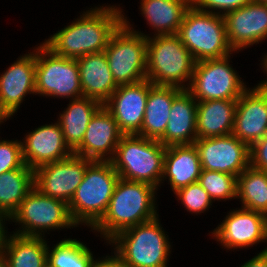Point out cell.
I'll use <instances>...</instances> for the list:
<instances>
[{"mask_svg": "<svg viewBox=\"0 0 267 267\" xmlns=\"http://www.w3.org/2000/svg\"><path fill=\"white\" fill-rule=\"evenodd\" d=\"M122 12L116 6L87 10L43 44L54 54L70 59L103 52L113 33L124 22Z\"/></svg>", "mask_w": 267, "mask_h": 267, "instance_id": "1", "label": "cell"}, {"mask_svg": "<svg viewBox=\"0 0 267 267\" xmlns=\"http://www.w3.org/2000/svg\"><path fill=\"white\" fill-rule=\"evenodd\" d=\"M155 186L119 178L103 217L91 228L110 241L119 232L158 217Z\"/></svg>", "mask_w": 267, "mask_h": 267, "instance_id": "2", "label": "cell"}, {"mask_svg": "<svg viewBox=\"0 0 267 267\" xmlns=\"http://www.w3.org/2000/svg\"><path fill=\"white\" fill-rule=\"evenodd\" d=\"M146 37V79L153 85L187 90L196 61L178 34H154L153 38ZM188 80L186 87L184 83Z\"/></svg>", "mask_w": 267, "mask_h": 267, "instance_id": "3", "label": "cell"}, {"mask_svg": "<svg viewBox=\"0 0 267 267\" xmlns=\"http://www.w3.org/2000/svg\"><path fill=\"white\" fill-rule=\"evenodd\" d=\"M119 178L111 161H92L68 204L72 220L92 228L105 214Z\"/></svg>", "mask_w": 267, "mask_h": 267, "instance_id": "4", "label": "cell"}, {"mask_svg": "<svg viewBox=\"0 0 267 267\" xmlns=\"http://www.w3.org/2000/svg\"><path fill=\"white\" fill-rule=\"evenodd\" d=\"M166 146L137 134L123 135L111 163L124 180L145 182L158 188L162 182Z\"/></svg>", "mask_w": 267, "mask_h": 267, "instance_id": "5", "label": "cell"}, {"mask_svg": "<svg viewBox=\"0 0 267 267\" xmlns=\"http://www.w3.org/2000/svg\"><path fill=\"white\" fill-rule=\"evenodd\" d=\"M158 217L119 232L108 243L129 267H167L171 245Z\"/></svg>", "mask_w": 267, "mask_h": 267, "instance_id": "6", "label": "cell"}, {"mask_svg": "<svg viewBox=\"0 0 267 267\" xmlns=\"http://www.w3.org/2000/svg\"><path fill=\"white\" fill-rule=\"evenodd\" d=\"M177 34L196 62L223 58L233 52L223 15L201 11L192 4L184 14Z\"/></svg>", "mask_w": 267, "mask_h": 267, "instance_id": "7", "label": "cell"}, {"mask_svg": "<svg viewBox=\"0 0 267 267\" xmlns=\"http://www.w3.org/2000/svg\"><path fill=\"white\" fill-rule=\"evenodd\" d=\"M124 22L111 36L104 53L117 85L135 84L146 79L147 37Z\"/></svg>", "mask_w": 267, "mask_h": 267, "instance_id": "8", "label": "cell"}, {"mask_svg": "<svg viewBox=\"0 0 267 267\" xmlns=\"http://www.w3.org/2000/svg\"><path fill=\"white\" fill-rule=\"evenodd\" d=\"M10 219L22 224V230L14 232L21 236L44 237L42 235L45 230L77 227L67 203L48 197L35 187L30 190Z\"/></svg>", "mask_w": 267, "mask_h": 267, "instance_id": "9", "label": "cell"}, {"mask_svg": "<svg viewBox=\"0 0 267 267\" xmlns=\"http://www.w3.org/2000/svg\"><path fill=\"white\" fill-rule=\"evenodd\" d=\"M34 52L36 94L71 100L83 96L76 59L56 55L43 43Z\"/></svg>", "mask_w": 267, "mask_h": 267, "instance_id": "10", "label": "cell"}, {"mask_svg": "<svg viewBox=\"0 0 267 267\" xmlns=\"http://www.w3.org/2000/svg\"><path fill=\"white\" fill-rule=\"evenodd\" d=\"M228 55L207 59L195 64L187 91L197 102L208 100H238L248 89L241 77L229 64Z\"/></svg>", "mask_w": 267, "mask_h": 267, "instance_id": "11", "label": "cell"}, {"mask_svg": "<svg viewBox=\"0 0 267 267\" xmlns=\"http://www.w3.org/2000/svg\"><path fill=\"white\" fill-rule=\"evenodd\" d=\"M92 161L72 154L34 170V187L42 194L69 204Z\"/></svg>", "mask_w": 267, "mask_h": 267, "instance_id": "12", "label": "cell"}, {"mask_svg": "<svg viewBox=\"0 0 267 267\" xmlns=\"http://www.w3.org/2000/svg\"><path fill=\"white\" fill-rule=\"evenodd\" d=\"M202 170L239 176L250 166V147L233 134L197 139Z\"/></svg>", "mask_w": 267, "mask_h": 267, "instance_id": "13", "label": "cell"}, {"mask_svg": "<svg viewBox=\"0 0 267 267\" xmlns=\"http://www.w3.org/2000/svg\"><path fill=\"white\" fill-rule=\"evenodd\" d=\"M211 233L227 249L251 247L267 241V215L241 207L229 212Z\"/></svg>", "mask_w": 267, "mask_h": 267, "instance_id": "14", "label": "cell"}, {"mask_svg": "<svg viewBox=\"0 0 267 267\" xmlns=\"http://www.w3.org/2000/svg\"><path fill=\"white\" fill-rule=\"evenodd\" d=\"M152 86L147 79L135 84L118 85L103 104L124 135H134L141 131L148 93Z\"/></svg>", "mask_w": 267, "mask_h": 267, "instance_id": "15", "label": "cell"}, {"mask_svg": "<svg viewBox=\"0 0 267 267\" xmlns=\"http://www.w3.org/2000/svg\"><path fill=\"white\" fill-rule=\"evenodd\" d=\"M232 134L249 147L267 135V86L262 82L238 98Z\"/></svg>", "mask_w": 267, "mask_h": 267, "instance_id": "16", "label": "cell"}, {"mask_svg": "<svg viewBox=\"0 0 267 267\" xmlns=\"http://www.w3.org/2000/svg\"><path fill=\"white\" fill-rule=\"evenodd\" d=\"M227 39L239 51L267 38V4L251 1L223 15Z\"/></svg>", "mask_w": 267, "mask_h": 267, "instance_id": "17", "label": "cell"}, {"mask_svg": "<svg viewBox=\"0 0 267 267\" xmlns=\"http://www.w3.org/2000/svg\"><path fill=\"white\" fill-rule=\"evenodd\" d=\"M123 135L112 114L102 106L91 118L83 140L73 154L91 161H111Z\"/></svg>", "mask_w": 267, "mask_h": 267, "instance_id": "18", "label": "cell"}, {"mask_svg": "<svg viewBox=\"0 0 267 267\" xmlns=\"http://www.w3.org/2000/svg\"><path fill=\"white\" fill-rule=\"evenodd\" d=\"M21 144L24 163L32 170L66 159L73 154L64 141L63 131L58 121L36 128L26 135Z\"/></svg>", "mask_w": 267, "mask_h": 267, "instance_id": "19", "label": "cell"}, {"mask_svg": "<svg viewBox=\"0 0 267 267\" xmlns=\"http://www.w3.org/2000/svg\"><path fill=\"white\" fill-rule=\"evenodd\" d=\"M20 57L0 76V104L11 117L20 108L25 95L36 93L35 53Z\"/></svg>", "mask_w": 267, "mask_h": 267, "instance_id": "20", "label": "cell"}, {"mask_svg": "<svg viewBox=\"0 0 267 267\" xmlns=\"http://www.w3.org/2000/svg\"><path fill=\"white\" fill-rule=\"evenodd\" d=\"M197 101L182 90L174 99L164 134L158 141L164 146L194 144L197 140Z\"/></svg>", "mask_w": 267, "mask_h": 267, "instance_id": "21", "label": "cell"}, {"mask_svg": "<svg viewBox=\"0 0 267 267\" xmlns=\"http://www.w3.org/2000/svg\"><path fill=\"white\" fill-rule=\"evenodd\" d=\"M82 95L104 104L118 88L103 52L87 54L76 59Z\"/></svg>", "mask_w": 267, "mask_h": 267, "instance_id": "22", "label": "cell"}, {"mask_svg": "<svg viewBox=\"0 0 267 267\" xmlns=\"http://www.w3.org/2000/svg\"><path fill=\"white\" fill-rule=\"evenodd\" d=\"M201 170L199 154L194 144L166 147L162 180L169 178L173 192L198 182Z\"/></svg>", "mask_w": 267, "mask_h": 267, "instance_id": "23", "label": "cell"}, {"mask_svg": "<svg viewBox=\"0 0 267 267\" xmlns=\"http://www.w3.org/2000/svg\"><path fill=\"white\" fill-rule=\"evenodd\" d=\"M237 100L197 102V139L232 134Z\"/></svg>", "mask_w": 267, "mask_h": 267, "instance_id": "24", "label": "cell"}, {"mask_svg": "<svg viewBox=\"0 0 267 267\" xmlns=\"http://www.w3.org/2000/svg\"><path fill=\"white\" fill-rule=\"evenodd\" d=\"M182 91L176 87L153 85L149 89L139 136L158 140L166 129L173 99Z\"/></svg>", "mask_w": 267, "mask_h": 267, "instance_id": "25", "label": "cell"}, {"mask_svg": "<svg viewBox=\"0 0 267 267\" xmlns=\"http://www.w3.org/2000/svg\"><path fill=\"white\" fill-rule=\"evenodd\" d=\"M102 106L96 99L82 96L72 99L66 110L60 114L58 122L64 141L72 152L81 144L88 123Z\"/></svg>", "mask_w": 267, "mask_h": 267, "instance_id": "26", "label": "cell"}, {"mask_svg": "<svg viewBox=\"0 0 267 267\" xmlns=\"http://www.w3.org/2000/svg\"><path fill=\"white\" fill-rule=\"evenodd\" d=\"M141 13L156 35L177 34L191 0H141Z\"/></svg>", "mask_w": 267, "mask_h": 267, "instance_id": "27", "label": "cell"}, {"mask_svg": "<svg viewBox=\"0 0 267 267\" xmlns=\"http://www.w3.org/2000/svg\"><path fill=\"white\" fill-rule=\"evenodd\" d=\"M47 248L44 237L12 234L2 251L5 267H47Z\"/></svg>", "mask_w": 267, "mask_h": 267, "instance_id": "28", "label": "cell"}, {"mask_svg": "<svg viewBox=\"0 0 267 267\" xmlns=\"http://www.w3.org/2000/svg\"><path fill=\"white\" fill-rule=\"evenodd\" d=\"M34 187V170L27 165L0 174V210L10 217Z\"/></svg>", "mask_w": 267, "mask_h": 267, "instance_id": "29", "label": "cell"}, {"mask_svg": "<svg viewBox=\"0 0 267 267\" xmlns=\"http://www.w3.org/2000/svg\"><path fill=\"white\" fill-rule=\"evenodd\" d=\"M237 198L242 208L267 215V173L251 165L237 177Z\"/></svg>", "mask_w": 267, "mask_h": 267, "instance_id": "30", "label": "cell"}, {"mask_svg": "<svg viewBox=\"0 0 267 267\" xmlns=\"http://www.w3.org/2000/svg\"><path fill=\"white\" fill-rule=\"evenodd\" d=\"M47 251V267H93L89 248L76 239H64Z\"/></svg>", "mask_w": 267, "mask_h": 267, "instance_id": "31", "label": "cell"}, {"mask_svg": "<svg viewBox=\"0 0 267 267\" xmlns=\"http://www.w3.org/2000/svg\"><path fill=\"white\" fill-rule=\"evenodd\" d=\"M198 183L213 200L237 198V176L223 172L201 170Z\"/></svg>", "mask_w": 267, "mask_h": 267, "instance_id": "32", "label": "cell"}, {"mask_svg": "<svg viewBox=\"0 0 267 267\" xmlns=\"http://www.w3.org/2000/svg\"><path fill=\"white\" fill-rule=\"evenodd\" d=\"M174 194L181 200L187 211L193 213H204L212 205V200L207 191L198 183H191L180 188Z\"/></svg>", "mask_w": 267, "mask_h": 267, "instance_id": "33", "label": "cell"}, {"mask_svg": "<svg viewBox=\"0 0 267 267\" xmlns=\"http://www.w3.org/2000/svg\"><path fill=\"white\" fill-rule=\"evenodd\" d=\"M21 141L0 140V174L24 165Z\"/></svg>", "mask_w": 267, "mask_h": 267, "instance_id": "34", "label": "cell"}, {"mask_svg": "<svg viewBox=\"0 0 267 267\" xmlns=\"http://www.w3.org/2000/svg\"><path fill=\"white\" fill-rule=\"evenodd\" d=\"M252 0H191V4L204 12H211L215 14L224 15L227 12L236 10L239 7L245 6ZM208 9V10H207ZM211 9V10H210ZM213 9V10H212ZM217 10L219 12H215ZM214 11V12H213Z\"/></svg>", "mask_w": 267, "mask_h": 267, "instance_id": "35", "label": "cell"}, {"mask_svg": "<svg viewBox=\"0 0 267 267\" xmlns=\"http://www.w3.org/2000/svg\"><path fill=\"white\" fill-rule=\"evenodd\" d=\"M250 165L267 173V135L250 147Z\"/></svg>", "mask_w": 267, "mask_h": 267, "instance_id": "36", "label": "cell"}, {"mask_svg": "<svg viewBox=\"0 0 267 267\" xmlns=\"http://www.w3.org/2000/svg\"><path fill=\"white\" fill-rule=\"evenodd\" d=\"M115 256L103 257L100 261H94L93 267H129L115 252Z\"/></svg>", "mask_w": 267, "mask_h": 267, "instance_id": "37", "label": "cell"}, {"mask_svg": "<svg viewBox=\"0 0 267 267\" xmlns=\"http://www.w3.org/2000/svg\"><path fill=\"white\" fill-rule=\"evenodd\" d=\"M241 267H267V248L262 250L257 256L248 260Z\"/></svg>", "mask_w": 267, "mask_h": 267, "instance_id": "38", "label": "cell"}, {"mask_svg": "<svg viewBox=\"0 0 267 267\" xmlns=\"http://www.w3.org/2000/svg\"><path fill=\"white\" fill-rule=\"evenodd\" d=\"M5 220L6 221L7 220H11L10 219V216L7 213H5V212H3V211L0 210V251H3V248L6 245L7 240H8L7 237H9V236H6L7 235L6 234L7 231L5 230V226H4Z\"/></svg>", "mask_w": 267, "mask_h": 267, "instance_id": "39", "label": "cell"}, {"mask_svg": "<svg viewBox=\"0 0 267 267\" xmlns=\"http://www.w3.org/2000/svg\"><path fill=\"white\" fill-rule=\"evenodd\" d=\"M9 117H11L9 115V113L0 104V124H1V122H3L6 119H8Z\"/></svg>", "mask_w": 267, "mask_h": 267, "instance_id": "40", "label": "cell"}, {"mask_svg": "<svg viewBox=\"0 0 267 267\" xmlns=\"http://www.w3.org/2000/svg\"><path fill=\"white\" fill-rule=\"evenodd\" d=\"M261 65H263L264 71L267 74V55L262 59ZM261 82L267 86V79L265 81L263 80Z\"/></svg>", "mask_w": 267, "mask_h": 267, "instance_id": "41", "label": "cell"}, {"mask_svg": "<svg viewBox=\"0 0 267 267\" xmlns=\"http://www.w3.org/2000/svg\"><path fill=\"white\" fill-rule=\"evenodd\" d=\"M0 267H5V259L2 251H0Z\"/></svg>", "mask_w": 267, "mask_h": 267, "instance_id": "42", "label": "cell"}, {"mask_svg": "<svg viewBox=\"0 0 267 267\" xmlns=\"http://www.w3.org/2000/svg\"><path fill=\"white\" fill-rule=\"evenodd\" d=\"M253 1H256V2H259V3H263V4H267V0H253Z\"/></svg>", "mask_w": 267, "mask_h": 267, "instance_id": "43", "label": "cell"}]
</instances>
